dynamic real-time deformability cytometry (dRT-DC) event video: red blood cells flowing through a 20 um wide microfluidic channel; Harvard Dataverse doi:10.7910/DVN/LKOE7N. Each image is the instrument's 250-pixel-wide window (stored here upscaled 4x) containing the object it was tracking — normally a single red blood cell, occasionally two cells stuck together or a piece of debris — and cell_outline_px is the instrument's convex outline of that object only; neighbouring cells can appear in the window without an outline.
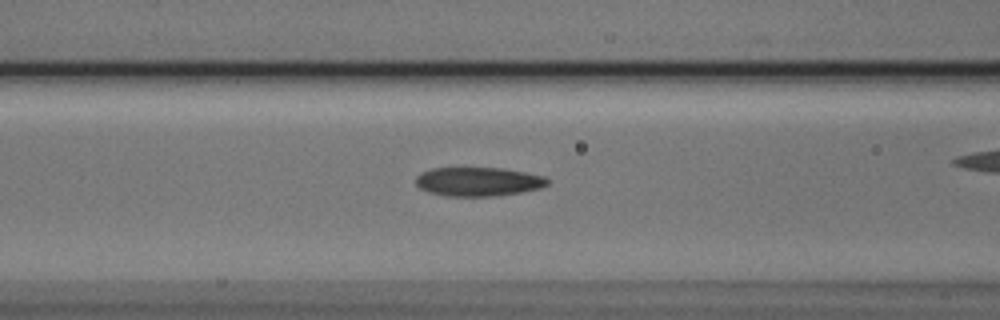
{"species": "Egyptian fruit bat (a non-hibernating species)", "species_latin": "Rousettus aegyptiacus", "temperature_condition": "cold", "stored_images_in_passage": 27, "camera_frame_rate_fps": 3000, "um_per_image_px": 0.085, "animal": {"sex": "male"}, "frame": {"image": 1, "passage_image": 5, "time_ms": 1.333, "image_size_px": [1000, 320], "cell_outline_px": [[548, 184], [540, 188], [520, 192], [492, 196], [448, 196], [428, 192], [420, 188], [416, 184], [416, 176], [420, 172], [432, 168], [504, 168], [544, 176], [548, 180]], "centroid_in_image_um": [40.62, 15.43], "position_along_channel_um": 126.0, "area_um2": 22.14}}
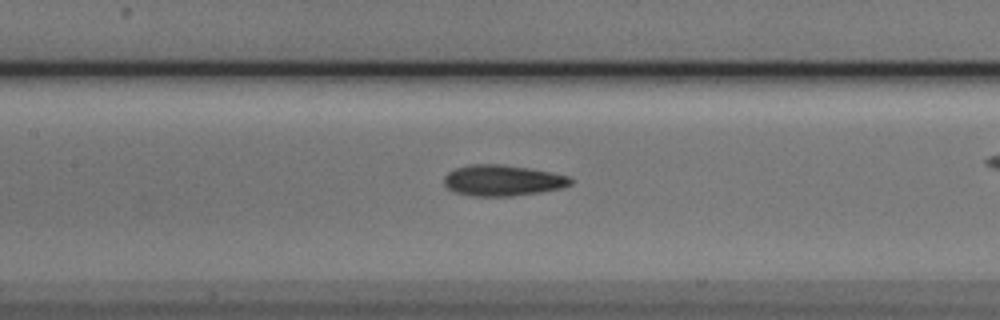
{"frame": {"image": 2, "passage_image": 8, "time_ms": 2.333, "image_size_px": [1000, 320], "cell_outline_px": [[572, 184], [564, 188], [540, 192], [512, 196], [472, 196], [452, 192], [444, 184], [444, 176], [448, 172], [456, 168], [468, 164], [504, 164], [552, 172], [568, 176], [572, 180]], "centroid_in_image_um": [42.71, 15.34], "position_along_channel_um": 164.7, "area_um2": 23.06}}